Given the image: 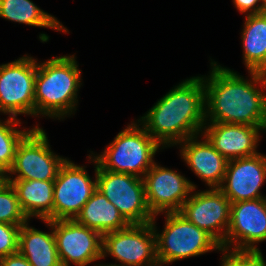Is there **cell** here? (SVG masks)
I'll list each match as a JSON object with an SVG mask.
<instances>
[{
  "mask_svg": "<svg viewBox=\"0 0 266 266\" xmlns=\"http://www.w3.org/2000/svg\"><path fill=\"white\" fill-rule=\"evenodd\" d=\"M210 65L203 76L206 122L266 126V73L248 71L245 79L212 59Z\"/></svg>",
  "mask_w": 266,
  "mask_h": 266,
  "instance_id": "cell-1",
  "label": "cell"
},
{
  "mask_svg": "<svg viewBox=\"0 0 266 266\" xmlns=\"http://www.w3.org/2000/svg\"><path fill=\"white\" fill-rule=\"evenodd\" d=\"M137 121L163 149L200 135L206 124L203 76L183 80Z\"/></svg>",
  "mask_w": 266,
  "mask_h": 266,
  "instance_id": "cell-2",
  "label": "cell"
},
{
  "mask_svg": "<svg viewBox=\"0 0 266 266\" xmlns=\"http://www.w3.org/2000/svg\"><path fill=\"white\" fill-rule=\"evenodd\" d=\"M78 67L75 55L37 62L34 87L36 117L42 115L60 120L75 114L82 85V70Z\"/></svg>",
  "mask_w": 266,
  "mask_h": 266,
  "instance_id": "cell-3",
  "label": "cell"
},
{
  "mask_svg": "<svg viewBox=\"0 0 266 266\" xmlns=\"http://www.w3.org/2000/svg\"><path fill=\"white\" fill-rule=\"evenodd\" d=\"M161 147L139 122L131 121L101 154L91 155L104 170L143 178Z\"/></svg>",
  "mask_w": 266,
  "mask_h": 266,
  "instance_id": "cell-4",
  "label": "cell"
},
{
  "mask_svg": "<svg viewBox=\"0 0 266 266\" xmlns=\"http://www.w3.org/2000/svg\"><path fill=\"white\" fill-rule=\"evenodd\" d=\"M164 214L165 227L161 233L155 225L156 216L151 221L156 235L159 266L213 250L221 251V245L211 235L188 221L179 212Z\"/></svg>",
  "mask_w": 266,
  "mask_h": 266,
  "instance_id": "cell-5",
  "label": "cell"
},
{
  "mask_svg": "<svg viewBox=\"0 0 266 266\" xmlns=\"http://www.w3.org/2000/svg\"><path fill=\"white\" fill-rule=\"evenodd\" d=\"M96 179L97 189L129 224L151 223L154 215L147 205L143 178L104 170L97 164Z\"/></svg>",
  "mask_w": 266,
  "mask_h": 266,
  "instance_id": "cell-6",
  "label": "cell"
},
{
  "mask_svg": "<svg viewBox=\"0 0 266 266\" xmlns=\"http://www.w3.org/2000/svg\"><path fill=\"white\" fill-rule=\"evenodd\" d=\"M48 141L43 128L33 127L18 144L13 165L4 179L54 181L67 158L52 152Z\"/></svg>",
  "mask_w": 266,
  "mask_h": 266,
  "instance_id": "cell-7",
  "label": "cell"
},
{
  "mask_svg": "<svg viewBox=\"0 0 266 266\" xmlns=\"http://www.w3.org/2000/svg\"><path fill=\"white\" fill-rule=\"evenodd\" d=\"M37 59L28 56L0 65V112L9 117H35Z\"/></svg>",
  "mask_w": 266,
  "mask_h": 266,
  "instance_id": "cell-8",
  "label": "cell"
},
{
  "mask_svg": "<svg viewBox=\"0 0 266 266\" xmlns=\"http://www.w3.org/2000/svg\"><path fill=\"white\" fill-rule=\"evenodd\" d=\"M88 158L95 165L94 180L87 173L85 166L74 164L69 159L60 166L54 180L53 220L75 219L97 189V162L91 154Z\"/></svg>",
  "mask_w": 266,
  "mask_h": 266,
  "instance_id": "cell-9",
  "label": "cell"
},
{
  "mask_svg": "<svg viewBox=\"0 0 266 266\" xmlns=\"http://www.w3.org/2000/svg\"><path fill=\"white\" fill-rule=\"evenodd\" d=\"M112 256L120 265L159 266L152 223L130 224L103 234L102 257Z\"/></svg>",
  "mask_w": 266,
  "mask_h": 266,
  "instance_id": "cell-10",
  "label": "cell"
},
{
  "mask_svg": "<svg viewBox=\"0 0 266 266\" xmlns=\"http://www.w3.org/2000/svg\"><path fill=\"white\" fill-rule=\"evenodd\" d=\"M195 190L179 213L222 245L230 225L231 202L219 188Z\"/></svg>",
  "mask_w": 266,
  "mask_h": 266,
  "instance_id": "cell-11",
  "label": "cell"
},
{
  "mask_svg": "<svg viewBox=\"0 0 266 266\" xmlns=\"http://www.w3.org/2000/svg\"><path fill=\"white\" fill-rule=\"evenodd\" d=\"M53 234L62 266H87L103 259V235L73 220H53Z\"/></svg>",
  "mask_w": 266,
  "mask_h": 266,
  "instance_id": "cell-12",
  "label": "cell"
},
{
  "mask_svg": "<svg viewBox=\"0 0 266 266\" xmlns=\"http://www.w3.org/2000/svg\"><path fill=\"white\" fill-rule=\"evenodd\" d=\"M266 240V198L231 203L230 225L221 249L259 251Z\"/></svg>",
  "mask_w": 266,
  "mask_h": 266,
  "instance_id": "cell-13",
  "label": "cell"
},
{
  "mask_svg": "<svg viewBox=\"0 0 266 266\" xmlns=\"http://www.w3.org/2000/svg\"><path fill=\"white\" fill-rule=\"evenodd\" d=\"M147 205L154 216L179 212L196 185L179 172L156 162L143 177Z\"/></svg>",
  "mask_w": 266,
  "mask_h": 266,
  "instance_id": "cell-14",
  "label": "cell"
},
{
  "mask_svg": "<svg viewBox=\"0 0 266 266\" xmlns=\"http://www.w3.org/2000/svg\"><path fill=\"white\" fill-rule=\"evenodd\" d=\"M266 181V155L228 161L224 180L219 187L231 203L266 198L260 189Z\"/></svg>",
  "mask_w": 266,
  "mask_h": 266,
  "instance_id": "cell-15",
  "label": "cell"
},
{
  "mask_svg": "<svg viewBox=\"0 0 266 266\" xmlns=\"http://www.w3.org/2000/svg\"><path fill=\"white\" fill-rule=\"evenodd\" d=\"M261 131L266 126L206 122L201 134L229 161L258 154Z\"/></svg>",
  "mask_w": 266,
  "mask_h": 266,
  "instance_id": "cell-16",
  "label": "cell"
},
{
  "mask_svg": "<svg viewBox=\"0 0 266 266\" xmlns=\"http://www.w3.org/2000/svg\"><path fill=\"white\" fill-rule=\"evenodd\" d=\"M201 140H198V138ZM181 158L209 188H219L224 180L228 160L200 134L178 144Z\"/></svg>",
  "mask_w": 266,
  "mask_h": 266,
  "instance_id": "cell-17",
  "label": "cell"
},
{
  "mask_svg": "<svg viewBox=\"0 0 266 266\" xmlns=\"http://www.w3.org/2000/svg\"><path fill=\"white\" fill-rule=\"evenodd\" d=\"M52 230L43 232L23 224L19 231L18 252L31 266H62L53 234V221L43 220Z\"/></svg>",
  "mask_w": 266,
  "mask_h": 266,
  "instance_id": "cell-18",
  "label": "cell"
},
{
  "mask_svg": "<svg viewBox=\"0 0 266 266\" xmlns=\"http://www.w3.org/2000/svg\"><path fill=\"white\" fill-rule=\"evenodd\" d=\"M14 187L20 206L31 217L53 221L54 181L5 179Z\"/></svg>",
  "mask_w": 266,
  "mask_h": 266,
  "instance_id": "cell-19",
  "label": "cell"
},
{
  "mask_svg": "<svg viewBox=\"0 0 266 266\" xmlns=\"http://www.w3.org/2000/svg\"><path fill=\"white\" fill-rule=\"evenodd\" d=\"M77 223L100 232L102 235L125 229L130 224L115 207L96 189L74 219Z\"/></svg>",
  "mask_w": 266,
  "mask_h": 266,
  "instance_id": "cell-20",
  "label": "cell"
},
{
  "mask_svg": "<svg viewBox=\"0 0 266 266\" xmlns=\"http://www.w3.org/2000/svg\"><path fill=\"white\" fill-rule=\"evenodd\" d=\"M245 16L241 32L245 67L266 73V12Z\"/></svg>",
  "mask_w": 266,
  "mask_h": 266,
  "instance_id": "cell-21",
  "label": "cell"
},
{
  "mask_svg": "<svg viewBox=\"0 0 266 266\" xmlns=\"http://www.w3.org/2000/svg\"><path fill=\"white\" fill-rule=\"evenodd\" d=\"M0 17L35 27H44L68 33L57 18L40 9L31 0H0Z\"/></svg>",
  "mask_w": 266,
  "mask_h": 266,
  "instance_id": "cell-22",
  "label": "cell"
},
{
  "mask_svg": "<svg viewBox=\"0 0 266 266\" xmlns=\"http://www.w3.org/2000/svg\"><path fill=\"white\" fill-rule=\"evenodd\" d=\"M21 122L15 117L0 120V172L5 176L11 169L18 144L33 129L19 130Z\"/></svg>",
  "mask_w": 266,
  "mask_h": 266,
  "instance_id": "cell-23",
  "label": "cell"
},
{
  "mask_svg": "<svg viewBox=\"0 0 266 266\" xmlns=\"http://www.w3.org/2000/svg\"><path fill=\"white\" fill-rule=\"evenodd\" d=\"M0 222L19 226L29 222L14 187L5 179L0 182Z\"/></svg>",
  "mask_w": 266,
  "mask_h": 266,
  "instance_id": "cell-24",
  "label": "cell"
},
{
  "mask_svg": "<svg viewBox=\"0 0 266 266\" xmlns=\"http://www.w3.org/2000/svg\"><path fill=\"white\" fill-rule=\"evenodd\" d=\"M221 266H266L261 250L259 251H239L231 249H221Z\"/></svg>",
  "mask_w": 266,
  "mask_h": 266,
  "instance_id": "cell-25",
  "label": "cell"
},
{
  "mask_svg": "<svg viewBox=\"0 0 266 266\" xmlns=\"http://www.w3.org/2000/svg\"><path fill=\"white\" fill-rule=\"evenodd\" d=\"M21 226L0 222V259L18 252Z\"/></svg>",
  "mask_w": 266,
  "mask_h": 266,
  "instance_id": "cell-26",
  "label": "cell"
},
{
  "mask_svg": "<svg viewBox=\"0 0 266 266\" xmlns=\"http://www.w3.org/2000/svg\"><path fill=\"white\" fill-rule=\"evenodd\" d=\"M236 9L246 15L263 13L261 0H233Z\"/></svg>",
  "mask_w": 266,
  "mask_h": 266,
  "instance_id": "cell-27",
  "label": "cell"
},
{
  "mask_svg": "<svg viewBox=\"0 0 266 266\" xmlns=\"http://www.w3.org/2000/svg\"><path fill=\"white\" fill-rule=\"evenodd\" d=\"M0 266H31L27 259L19 252L0 259Z\"/></svg>",
  "mask_w": 266,
  "mask_h": 266,
  "instance_id": "cell-28",
  "label": "cell"
},
{
  "mask_svg": "<svg viewBox=\"0 0 266 266\" xmlns=\"http://www.w3.org/2000/svg\"><path fill=\"white\" fill-rule=\"evenodd\" d=\"M96 266H127V265H120V264L114 263V264H109V265L108 264L107 265L106 264L105 265L104 264H98Z\"/></svg>",
  "mask_w": 266,
  "mask_h": 266,
  "instance_id": "cell-29",
  "label": "cell"
},
{
  "mask_svg": "<svg viewBox=\"0 0 266 266\" xmlns=\"http://www.w3.org/2000/svg\"><path fill=\"white\" fill-rule=\"evenodd\" d=\"M261 1H262L263 11L266 12V0H261Z\"/></svg>",
  "mask_w": 266,
  "mask_h": 266,
  "instance_id": "cell-30",
  "label": "cell"
},
{
  "mask_svg": "<svg viewBox=\"0 0 266 266\" xmlns=\"http://www.w3.org/2000/svg\"><path fill=\"white\" fill-rule=\"evenodd\" d=\"M4 179V175L0 172V182Z\"/></svg>",
  "mask_w": 266,
  "mask_h": 266,
  "instance_id": "cell-31",
  "label": "cell"
}]
</instances>
